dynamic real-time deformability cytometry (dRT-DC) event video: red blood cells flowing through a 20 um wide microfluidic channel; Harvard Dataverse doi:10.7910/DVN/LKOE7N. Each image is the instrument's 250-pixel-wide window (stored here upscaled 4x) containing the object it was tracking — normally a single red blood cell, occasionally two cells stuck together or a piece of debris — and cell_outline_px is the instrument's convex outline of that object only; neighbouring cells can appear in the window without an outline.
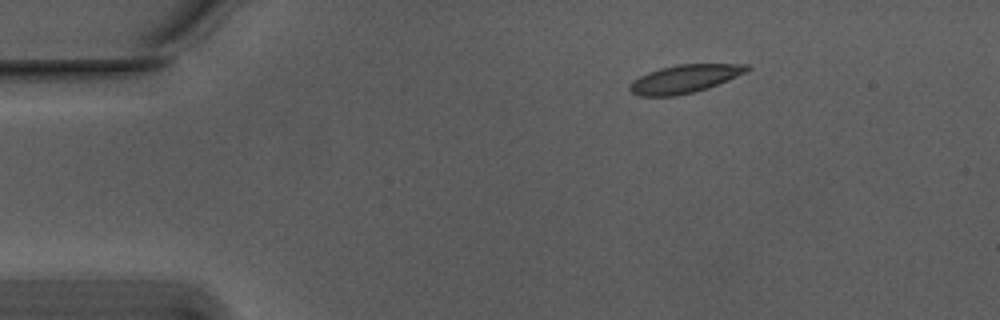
{"species": "Egyptian fruit bat (a non-hibernating species)", "species_latin": "Rousettus aegyptiacus", "temperature_condition": "warm", "stored_images_in_passage": 47, "camera_frame_rate_fps": 3000, "um_per_image_px": 0.085, "animal": {"sex": "male"}, "frame": {"image": 1, "passage_image": 1, "time_ms": 0.0, "image_size_px": [1000, 320], "cell_outline_px": [[752, 68], [728, 80], [708, 88], [676, 96], [640, 96], [632, 92], [628, 88], [628, 84], [632, 80], [648, 72], [660, 68], [676, 64], [748, 64]], "centroid_in_image_um": [58.15, 6.7], "position_along_channel_um": 26.8, "area_um2": 19.19}}
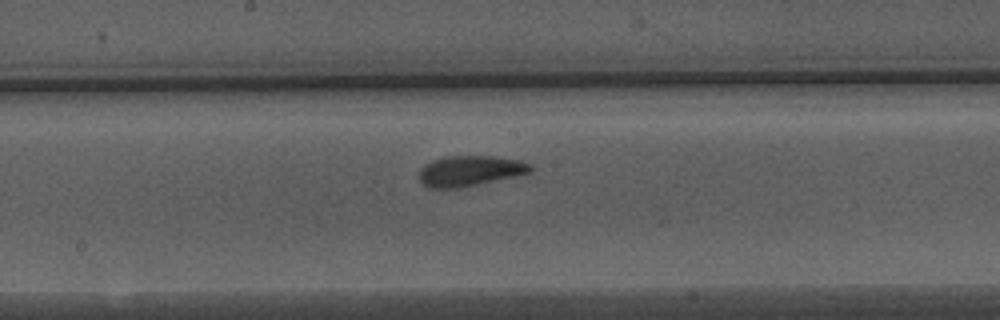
{"frame": {"image": 2, "passage_image": 21, "time_ms": 6.667, "image_size_px": [1000, 320], "cell_outline_px": [[532, 172], [516, 176], [456, 188], [428, 188], [420, 180], [420, 168], [424, 164], [432, 160], [444, 156], [492, 156], [520, 160], [532, 164]], "centroid_in_image_um": [39.95, 14.51], "position_along_channel_um": 208.3, "area_um2": 19.71}}
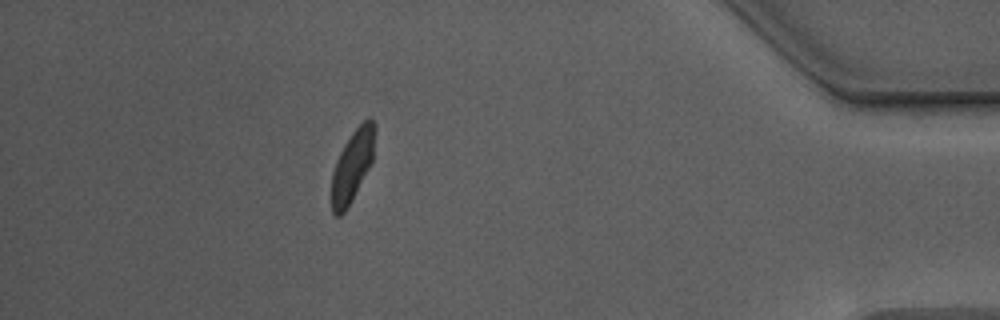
{"frame": {"image": 3, "passage_image": 41, "time_ms": 13.333, "image_size_px": [1000, 320], "cell_outline_px": [[376, 128], [372, 160], [368, 168], [344, 212], [340, 216], [336, 216], [332, 212], [332, 172], [336, 160], [344, 144], [352, 132], [368, 116], [376, 124]], "centroid_in_image_um": [29.95, 14.02], "position_along_channel_um": 405.3, "area_um2": 17.63}, "authors_computed_cell_mechanics": {"area_um2": 19.1896, "velocity_mm_per_s": 3.7265, "shape_relaxation_time_tau1_ms": 3.4681, "shape_relaxation_time_tau2_ms": 1.4857, "deformation_change_tau1": 0.1421, "deformation_change_tau2": 0.0916}}